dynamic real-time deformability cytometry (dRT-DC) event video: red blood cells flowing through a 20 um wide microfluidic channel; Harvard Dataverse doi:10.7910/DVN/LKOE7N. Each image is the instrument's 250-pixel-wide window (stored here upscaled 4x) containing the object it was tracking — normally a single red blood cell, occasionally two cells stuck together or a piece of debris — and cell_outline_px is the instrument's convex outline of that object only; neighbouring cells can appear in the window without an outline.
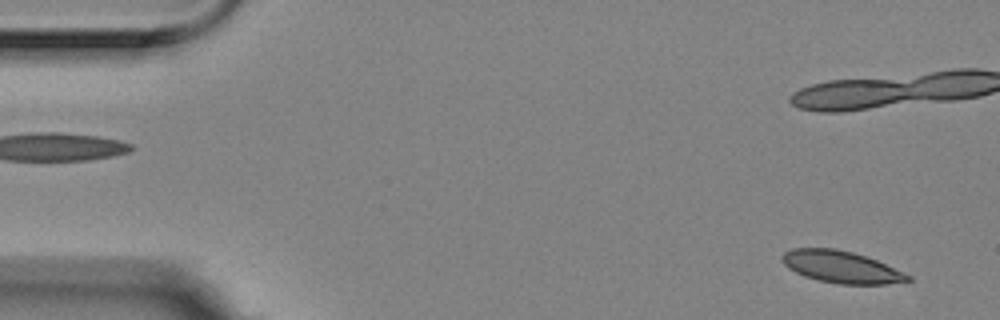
{"species": "Egyptian fruit bat (a non-hibernating species)", "species_latin": "Rousettus aegyptiacus", "temperature_condition": "room temperature", "stored_images_in_passage": 15, "camera_frame_rate_fps": 3000, "um_per_image_px": 0.085, "animal": {"sex": "female"}, "frame": {"image": 1, "passage_image": 1, "time_ms": 0.0, "image_size_px": [1000, 320], "cell_outline_px": [[912, 280], [884, 284], [840, 284], [816, 280], [804, 276], [788, 268], [780, 260], [780, 256], [784, 252], [792, 248], [836, 248], [852, 252], [876, 260], [912, 276]], "centroid_in_image_um": [71.45, 22.68], "position_along_channel_um": 13.5, "area_um2": 23.41}}
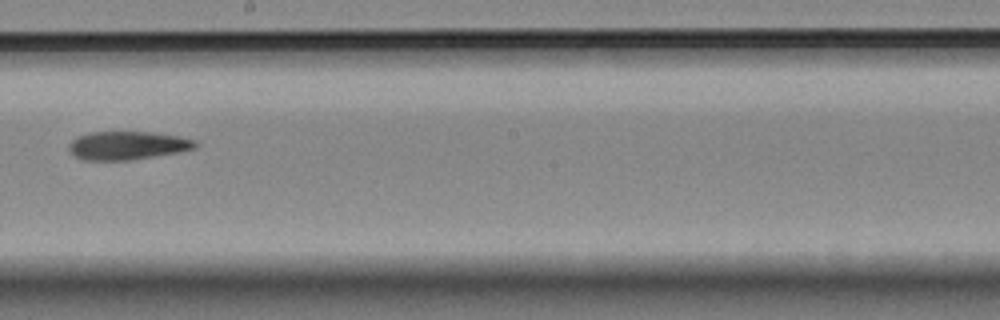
{"frame": {"image": 2, "passage_image": 9, "time_ms": 2.667, "image_size_px": [1000, 320], "cell_outline_px": [[200, 144], [196, 148], [180, 152], [128, 160], [80, 160], [72, 156], [68, 148], [68, 144], [72, 140], [88, 132], [148, 132], [176, 136], [196, 140]], "centroid_in_image_um": [10.81, 12.37], "position_along_channel_um": 237.4, "area_um2": 20.98}}
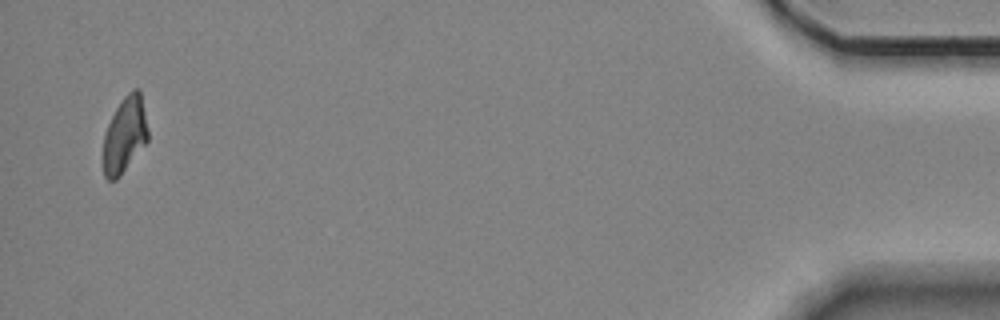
{"frame": {"image": 3, "passage_image": 15, "time_ms": 4.667, "image_size_px": [1000, 320], "cell_outline_px": [[148, 140], [120, 176], [116, 180], [108, 180], [104, 176], [104, 136], [108, 124], [116, 108], [124, 96], [132, 88], [140, 88], [148, 128]], "centroid_in_image_um": [10.62, 11.43], "position_along_channel_um": 424.6, "area_um2": 19.65}}